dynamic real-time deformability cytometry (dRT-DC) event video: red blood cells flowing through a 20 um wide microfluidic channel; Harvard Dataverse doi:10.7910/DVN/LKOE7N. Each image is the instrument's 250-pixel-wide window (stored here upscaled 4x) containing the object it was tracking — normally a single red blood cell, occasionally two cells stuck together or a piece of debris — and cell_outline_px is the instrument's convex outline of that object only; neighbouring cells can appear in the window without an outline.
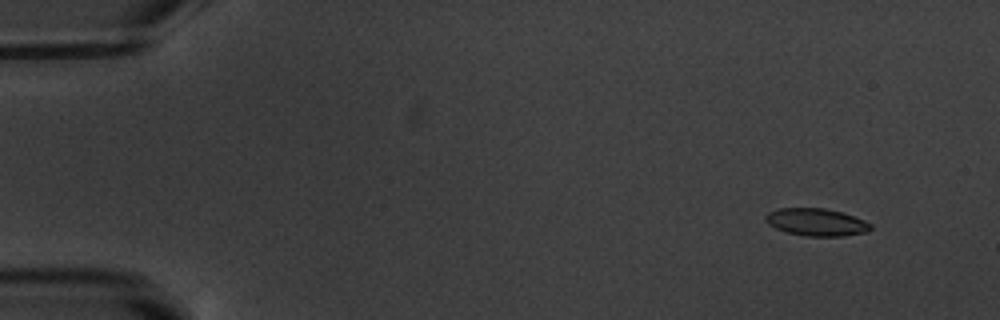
{"species": "common noctule bat (a hibernating species)", "species_latin": "Nyctalus noctula", "temperature_condition": "warm", "stored_images_in_passage": 7, "segment_of_instrument_passage": [1, 2], "camera_frame_rate_fps": 3000, "um_per_image_px": 0.085, "animal": {"sex": "male", "body_mass_g": 20.1, "forearm_length_mm": 53.5}, "frame": {"image": 1, "passage_image": 2, "time_ms": 1.333, "image_size_px": [1000, 320], "cell_outline_px": [[872, 228], [868, 232], [844, 236], [804, 236], [784, 232], [768, 224], [764, 220], [764, 216], [768, 212], [776, 208], [824, 208], [840, 212], [864, 220], [872, 224]], "centroid_in_image_um": [69.36, 18.89], "position_along_channel_um": 15.6, "area_um2": 16.99}}
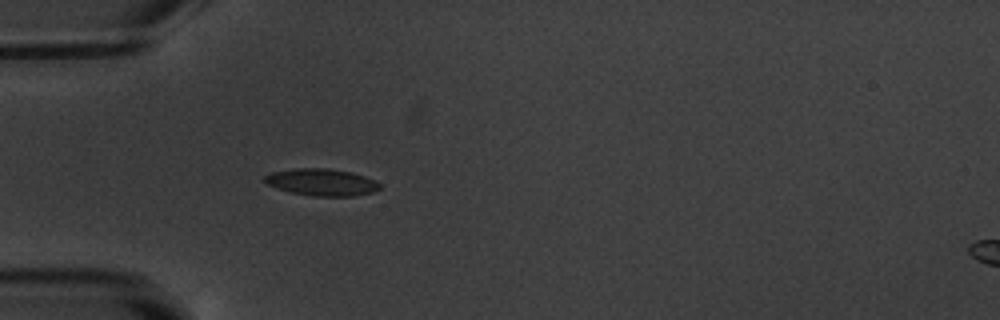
{"frame": {"image": 2, "passage_image": 6, "time_ms": 5.667, "image_size_px": [1000, 320], "cell_outline_px": [[380, 188], [372, 192], [356, 196], [312, 196], [292, 192], [276, 188], [268, 184], [264, 180], [264, 176], [272, 172], [296, 168], [328, 168], [352, 172], [376, 180], [380, 184]], "centroid_in_image_um": [27.36, 15.48], "position_along_channel_um": 57.6, "area_um2": 18.09}}